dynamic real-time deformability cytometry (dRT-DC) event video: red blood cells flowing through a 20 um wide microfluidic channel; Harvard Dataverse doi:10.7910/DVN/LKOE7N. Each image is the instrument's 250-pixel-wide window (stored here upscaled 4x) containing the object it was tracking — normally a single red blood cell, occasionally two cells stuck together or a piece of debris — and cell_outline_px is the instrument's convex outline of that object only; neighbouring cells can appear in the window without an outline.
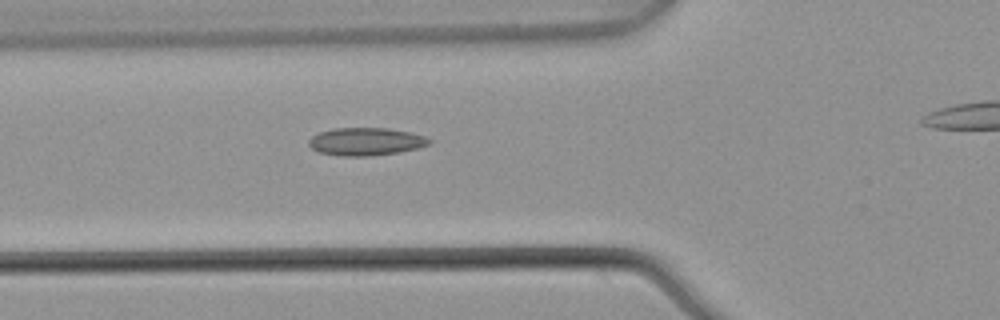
{"species": "common noctule bat (a hibernating species)", "species_latin": "Nyctalus noctula", "temperature_condition": "warm", "stored_images_in_passage": 6, "camera_frame_rate_fps": 3000, "um_per_image_px": 0.085, "animal": {"sex": "male", "body_mass_g": 21.5, "forearm_length_mm": 52.0}, "frame": {"image": 1, "passage_image": 5, "time_ms": 1.333, "image_size_px": [1000, 320], "cell_outline_px": [[432, 140], [428, 144], [416, 148], [400, 152], [368, 156], [340, 156], [320, 152], [312, 148], [308, 144], [308, 140], [312, 136], [320, 132], [332, 128], [388, 128], [408, 132], [424, 136]], "centroid_in_image_um": [31.06, 12.03], "position_along_channel_um": 94.7, "area_um2": 19.36}}